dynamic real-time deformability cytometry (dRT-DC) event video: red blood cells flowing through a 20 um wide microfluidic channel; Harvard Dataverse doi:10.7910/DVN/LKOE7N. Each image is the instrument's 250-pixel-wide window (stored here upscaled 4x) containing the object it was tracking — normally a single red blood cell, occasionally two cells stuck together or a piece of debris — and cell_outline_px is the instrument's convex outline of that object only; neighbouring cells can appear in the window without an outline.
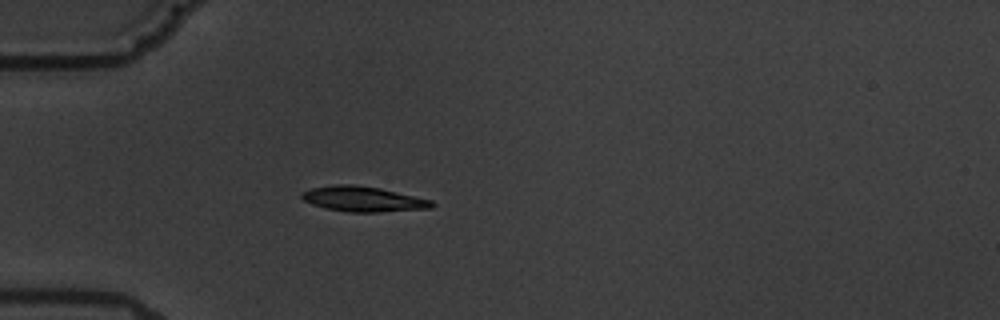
{"species": "common noctule bat (a hibernating species)", "species_latin": "Nyctalus noctula", "temperature_condition": "warm", "stored_images_in_passage": 4, "camera_frame_rate_fps": 3000, "um_per_image_px": 0.085, "animal": {"sex": "male", "body_mass_g": 19.5, "forearm_length_mm": 54.6}, "frame": {"image": 1, "passage_image": 4, "time_ms": 4.333, "image_size_px": [1000, 320], "cell_outline_px": [[436, 204], [432, 208], [376, 212], [348, 212], [324, 208], [312, 204], [304, 200], [300, 196], [300, 192], [312, 188], [332, 184], [352, 184], [380, 188], [432, 200]], "centroid_in_image_um": [30.84, 16.91], "position_along_channel_um": 54.2, "area_um2": 19.19}}